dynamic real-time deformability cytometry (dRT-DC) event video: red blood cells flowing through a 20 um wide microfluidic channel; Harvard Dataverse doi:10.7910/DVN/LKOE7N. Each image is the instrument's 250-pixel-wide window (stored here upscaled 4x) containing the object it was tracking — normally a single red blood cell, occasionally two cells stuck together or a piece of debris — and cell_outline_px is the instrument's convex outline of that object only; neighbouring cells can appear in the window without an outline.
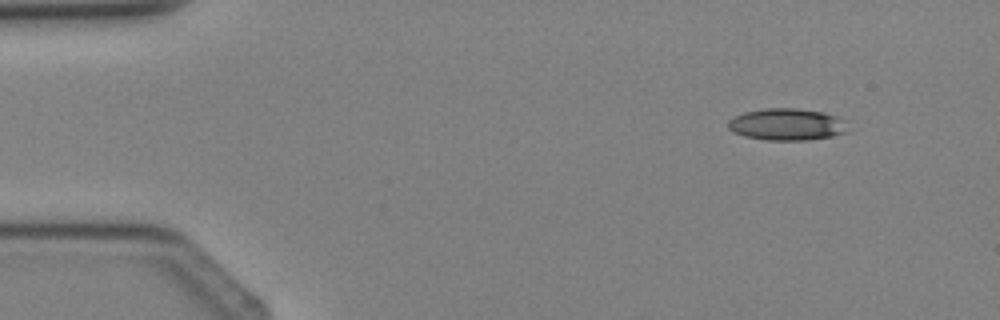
{"species": "Egyptian fruit bat (a non-hibernating species)", "species_latin": "Rousettus aegyptiacus", "temperature_condition": "cold", "stored_images_in_passage": 3, "camera_frame_rate_fps": 3000, "um_per_image_px": 0.085, "animal": {"sex": "female"}, "frame": {"image": 1, "passage_image": 1, "time_ms": 0.0, "image_size_px": [1000, 320], "cell_outline_px": [[852, 120], [848, 132], [832, 136], [808, 140], [764, 140], [744, 136], [732, 132], [728, 128], [728, 120], [744, 112], [764, 108], [796, 108], [824, 112]], "centroid_in_image_um": [66.99, 10.57], "position_along_channel_um": 18.0, "area_um2": 22.89}}
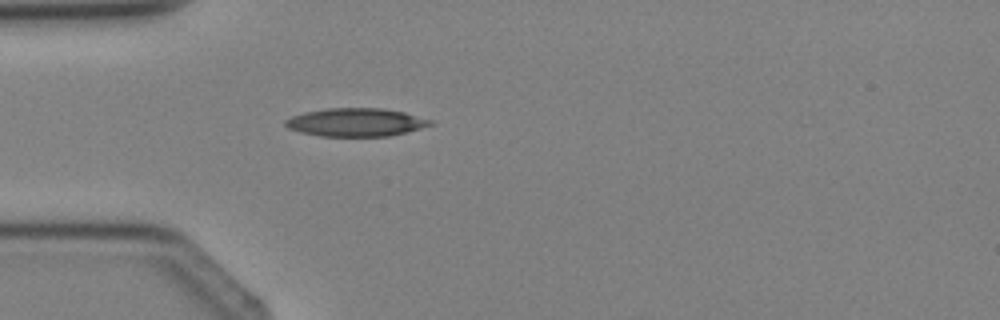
{"frame": {"image": 2, "passage_image": 3, "time_ms": 2.333, "image_size_px": [1000, 320], "cell_outline_px": [[432, 124], [420, 128], [388, 136], [320, 136], [300, 132], [288, 128], [284, 124], [284, 120], [292, 116], [304, 112], [328, 108], [380, 108], [404, 112], [432, 120]], "centroid_in_image_um": [30.2, 10.39], "position_along_channel_um": 54.8, "area_um2": 23.64}}